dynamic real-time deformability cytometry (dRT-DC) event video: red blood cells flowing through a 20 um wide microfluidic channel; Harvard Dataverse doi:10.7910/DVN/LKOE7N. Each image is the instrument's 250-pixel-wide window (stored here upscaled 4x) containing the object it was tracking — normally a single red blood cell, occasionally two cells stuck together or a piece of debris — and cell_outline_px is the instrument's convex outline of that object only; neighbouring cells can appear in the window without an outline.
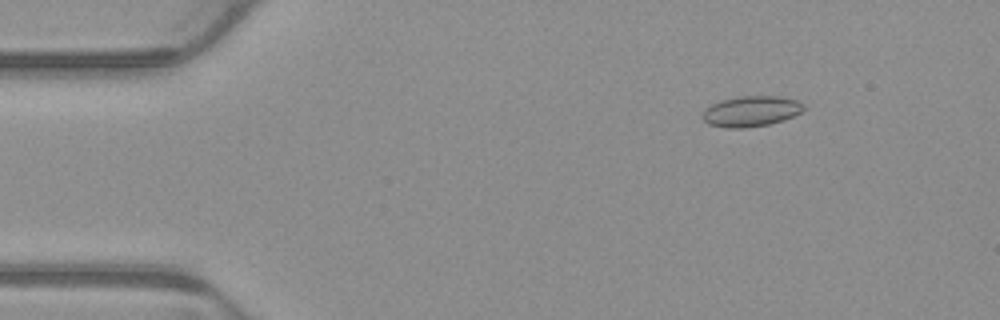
{"species": "common noctule bat (a hibernating species)", "species_latin": "Nyctalus noctula", "temperature_condition": "warm", "stored_images_in_passage": 4, "camera_frame_rate_fps": 3000, "um_per_image_px": 0.085, "animal": {"sex": "male", "body_mass_g": 23.1, "forearm_length_mm": 52.7}, "frame": {"image": 1, "passage_image": 2, "time_ms": 0.333, "image_size_px": [1000, 320], "cell_outline_px": [[804, 108], [800, 112], [784, 120], [768, 124], [744, 128], [728, 128], [708, 124], [700, 116], [704, 108], [720, 100], [740, 96], [780, 96], [796, 100], [804, 104]], "centroid_in_image_um": [63.8, 9.45], "position_along_channel_um": 21.2, "area_um2": 18.09}}